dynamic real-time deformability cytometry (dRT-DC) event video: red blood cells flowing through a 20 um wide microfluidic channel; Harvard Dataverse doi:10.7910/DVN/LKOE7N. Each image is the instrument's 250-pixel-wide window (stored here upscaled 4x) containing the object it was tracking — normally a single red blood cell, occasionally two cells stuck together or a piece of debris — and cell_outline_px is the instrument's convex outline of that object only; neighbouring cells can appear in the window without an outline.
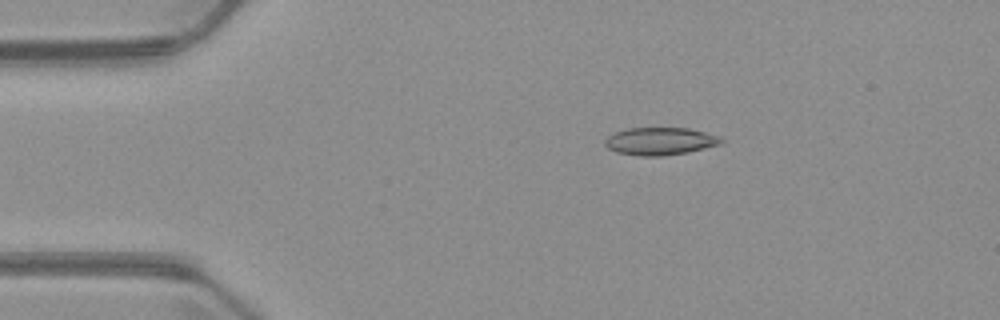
{"species": "common noctule bat (a hibernating species)", "species_latin": "Nyctalus noctula", "temperature_condition": "warm", "stored_images_in_passage": 3, "camera_frame_rate_fps": 3000, "um_per_image_px": 0.085, "animal": {"sex": "male", "body_mass_g": 23.1, "forearm_length_mm": 52.7}, "frame": {"image": 1, "passage_image": 2, "time_ms": 2.0, "image_size_px": [1000, 320], "cell_outline_px": [[724, 140], [720, 144], [688, 152], [664, 156], [640, 156], [616, 152], [608, 148], [604, 144], [604, 140], [608, 136], [616, 132], [628, 128], [688, 128], [720, 136]], "centroid_in_image_um": [56.1, 12.01], "position_along_channel_um": 28.9, "area_um2": 18.67}}